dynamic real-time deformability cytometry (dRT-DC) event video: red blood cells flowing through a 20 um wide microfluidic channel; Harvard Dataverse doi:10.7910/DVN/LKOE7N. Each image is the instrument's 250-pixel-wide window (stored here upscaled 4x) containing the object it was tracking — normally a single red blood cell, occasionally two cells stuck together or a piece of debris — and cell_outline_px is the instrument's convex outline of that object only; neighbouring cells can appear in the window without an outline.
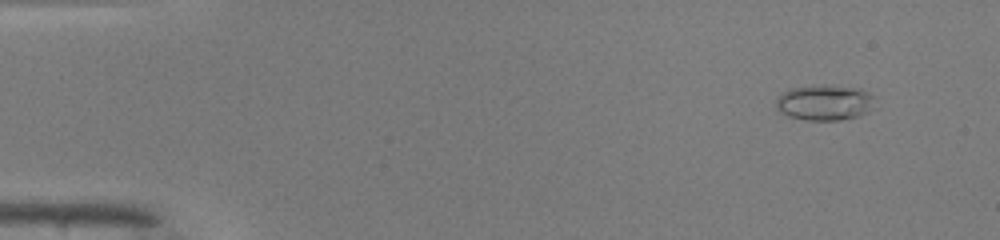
{"species": "common noctule bat (a hibernating species)", "species_latin": "Nyctalus noctula", "temperature_condition": "warm", "stored_images_in_passage": 47, "camera_frame_rate_fps": 3000, "um_per_image_px": 0.085, "animal": {"sex": "male", "body_mass_g": 19.0, "forearm_length_mm": 50.8}, "frame": {"image": 1, "passage_image": 1, "time_ms": 0.0, "image_size_px": [1000, 240], "cell_outline_px": [[872, 96], [868, 112], [860, 116], [840, 120], [808, 120], [788, 116], [780, 112], [776, 108], [776, 100], [784, 92], [792, 88], [860, 88], [868, 92]], "centroid_in_image_um": [70.06, 8.78], "position_along_channel_um": 14.9, "area_um2": 19.31}}
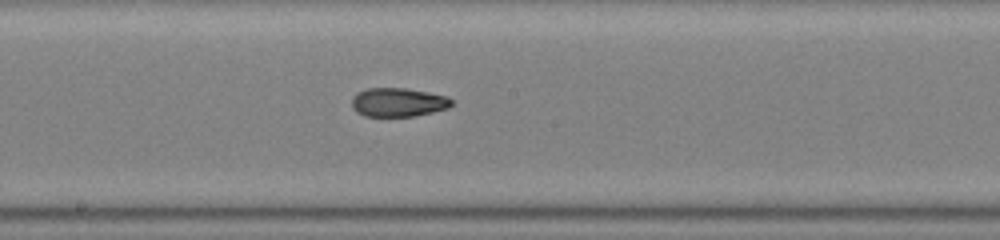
{"frame": {"image": 2, "passage_image": 24, "time_ms": 7.667, "image_size_px": [1000, 240], "cell_outline_px": [[452, 104], [448, 108], [416, 116], [364, 116], [356, 112], [352, 108], [352, 96], [356, 92], [368, 88], [404, 88], [428, 92], [448, 96], [452, 100]], "centroid_in_image_um": [33.82, 8.69], "position_along_channel_um": 214.4, "area_um2": 16.88}}
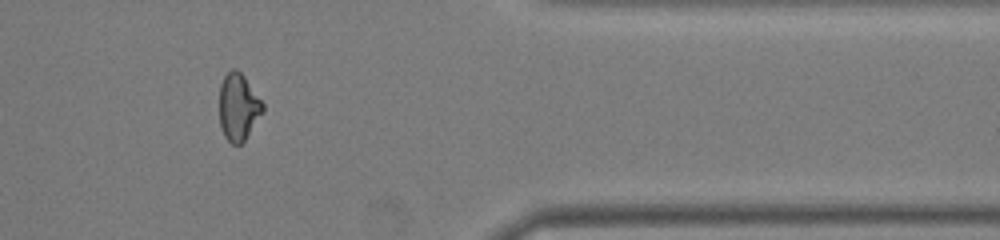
{"frame": {"image": 3, "passage_image": 38, "time_ms": 12.333, "image_size_px": [1000, 240], "cell_outline_px": [[264, 112], [244, 140], [240, 144], [232, 144], [224, 136], [220, 124], [220, 84], [224, 76], [232, 68], [236, 68], [244, 76], [264, 104]], "centroid_in_image_um": [20.27, 9.09], "position_along_channel_um": 391.1, "area_um2": 16.88}, "authors_computed_cell_mechanics": {"area_um2": 17.5134, "velocity_mm_per_s": 4.1731, "shape_relaxation_time_tau1_ms": null, "shape_relaxation_time_tau2_ms": 2.0491, "deformation_change_tau1": null, "deformation_change_tau2": 0.0773}}